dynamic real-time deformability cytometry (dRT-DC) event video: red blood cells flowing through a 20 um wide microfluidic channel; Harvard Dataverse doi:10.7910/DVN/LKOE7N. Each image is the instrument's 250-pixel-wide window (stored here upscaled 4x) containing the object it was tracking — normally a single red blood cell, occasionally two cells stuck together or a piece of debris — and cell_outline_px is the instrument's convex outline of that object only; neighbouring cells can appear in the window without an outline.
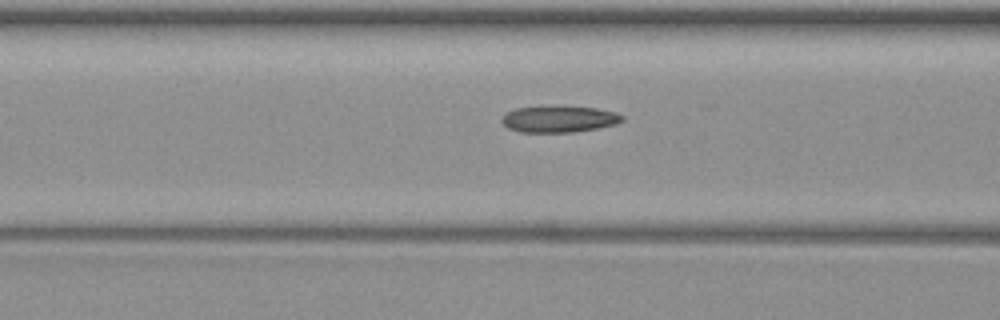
{"species": "common noctule bat (a hibernating species)", "species_latin": "Nyctalus noctula", "temperature_condition": "warm", "stored_images_in_passage": 3, "camera_frame_rate_fps": 3000, "um_per_image_px": 0.085, "animal": {"sex": "female", "body_mass_g": 19.3, "forearm_length_mm": 54.1}, "frame": {"image": 1, "passage_image": 3, "time_ms": 2.667, "image_size_px": [1000, 320], "cell_outline_px": [[624, 120], [616, 124], [596, 128], [572, 132], [520, 132], [508, 128], [500, 120], [508, 112], [516, 108], [596, 108], [616, 112], [624, 116]], "centroid_in_image_um": [47.55, 10.15], "position_along_channel_um": 119.1, "area_um2": 17.86}}